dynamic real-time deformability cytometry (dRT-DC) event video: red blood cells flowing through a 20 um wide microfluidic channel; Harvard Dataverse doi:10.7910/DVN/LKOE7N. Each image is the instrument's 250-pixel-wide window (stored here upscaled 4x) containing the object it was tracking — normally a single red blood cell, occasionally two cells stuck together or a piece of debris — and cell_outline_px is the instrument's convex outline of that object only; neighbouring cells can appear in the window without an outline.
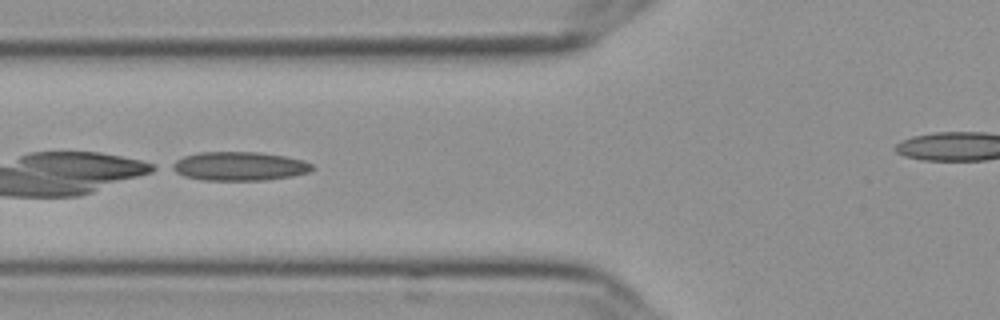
{"species": "Egyptian fruit bat (a non-hibernating species)", "species_latin": "Rousettus aegyptiacus", "temperature_condition": "cold", "stored_images_in_passage": 51, "camera_frame_rate_fps": 3000, "um_per_image_px": 0.085, "frame": {"image": 1, "passage_image": 22, "time_ms": 7.0, "image_size_px": [1000, 320], "cell_outline_px": [[316, 168], [312, 172], [292, 176], [268, 180], [200, 180], [184, 176], [168, 168], [168, 164], [184, 156], [200, 152], [260, 152], [284, 156], [304, 160], [312, 164]], "centroid_in_image_um": [20.34, 14.13], "position_along_channel_um": 105.5, "area_um2": 23.93}, "authors_computed_cell_mechanics": {"area_um2": 22.7732, "velocity_mm_per_s": 3.6341, "shape_relaxation_time_tau1_ms": 1.1561, "shape_relaxation_time_tau2_ms": null, "deformation_change_tau1": 0.2046, "deformation_change_tau2": null}}